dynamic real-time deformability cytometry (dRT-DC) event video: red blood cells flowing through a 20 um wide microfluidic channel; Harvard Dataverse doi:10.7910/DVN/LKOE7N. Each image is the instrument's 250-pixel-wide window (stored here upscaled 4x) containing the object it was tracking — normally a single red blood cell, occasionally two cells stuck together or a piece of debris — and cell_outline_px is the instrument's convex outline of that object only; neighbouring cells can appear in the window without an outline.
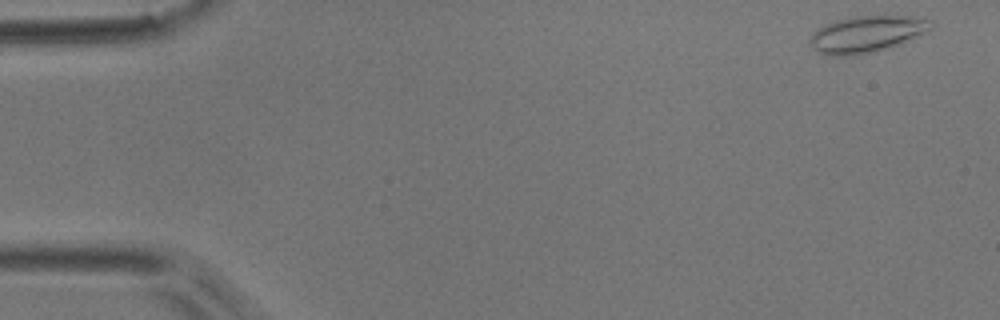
{"species": "common noctule bat (a hibernating species)", "species_latin": "Nyctalus noctula", "temperature_condition": "room temperature", "stored_images_in_passage": 10, "camera_frame_rate_fps": 3000, "um_per_image_px": 0.085, "animal": {"sex": "male", "body_mass_g": 17.9}, "frame": {"image": 1, "passage_image": 2, "time_ms": 0.333, "image_size_px": [1000, 320], "cell_outline_px": [[932, 28], [900, 44], [888, 48], [868, 52], [844, 56], [832, 56], [820, 52], [812, 44], [812, 32], [824, 24], [836, 20], [852, 16], [908, 16], [932, 20]], "centroid_in_image_um": [73.67, 2.88], "position_along_channel_um": 11.3, "area_um2": 25.2}}